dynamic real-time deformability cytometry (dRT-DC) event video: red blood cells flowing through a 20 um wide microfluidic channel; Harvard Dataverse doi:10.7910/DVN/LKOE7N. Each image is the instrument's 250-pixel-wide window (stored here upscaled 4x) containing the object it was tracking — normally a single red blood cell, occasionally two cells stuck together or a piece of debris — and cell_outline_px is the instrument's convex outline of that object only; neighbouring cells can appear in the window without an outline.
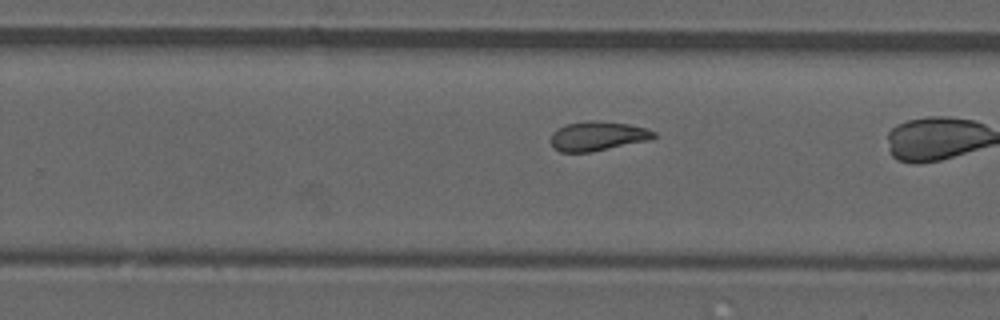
{"species": "common noctule bat (a hibernating species)", "species_latin": "Nyctalus noctula", "temperature_condition": "room temperature", "stored_images_in_passage": 24, "camera_frame_rate_fps": 3000, "um_per_image_px": 0.085, "animal": {"sex": "male", "forearm_length_mm": 52.5}, "frame": {"image": 1, "passage_image": 17, "time_ms": 5.333, "image_size_px": [1000, 320], "cell_outline_px": [[656, 136], [648, 140], [592, 152], [560, 152], [552, 148], [552, 132], [568, 124], [592, 120], [628, 124], [644, 128], [656, 132]], "centroid_in_image_um": [50.79, 11.58], "position_along_channel_um": 279.0, "area_um2": 17.34}}